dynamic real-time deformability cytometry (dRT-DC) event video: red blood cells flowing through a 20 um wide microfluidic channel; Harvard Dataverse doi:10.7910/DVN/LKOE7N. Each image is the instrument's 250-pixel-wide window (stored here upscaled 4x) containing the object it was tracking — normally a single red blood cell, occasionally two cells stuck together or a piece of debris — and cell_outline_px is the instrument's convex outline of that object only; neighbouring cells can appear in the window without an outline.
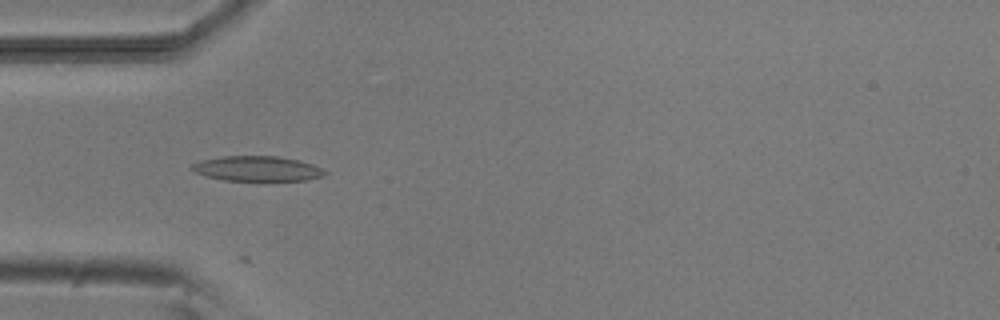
{"species": "common noctule bat (a hibernating species)", "species_latin": "Nyctalus noctula", "temperature_condition": "room temperature", "stored_images_in_passage": 7, "camera_frame_rate_fps": 3000, "um_per_image_px": 0.085, "animal": {"sex": "male", "body_mass_g": 20.5, "forearm_length_mm": 52.5}, "frame": {"image": 1, "passage_image": 4, "time_ms": 3.667, "image_size_px": [1000, 320], "cell_outline_px": [[328, 172], [324, 176], [308, 180], [264, 184], [224, 180], [208, 176], [196, 172], [188, 168], [192, 164], [200, 160], [220, 156], [276, 156], [300, 160], [312, 164]], "centroid_in_image_um": [21.9, 14.39], "position_along_channel_um": 63.1, "area_um2": 20.58}}
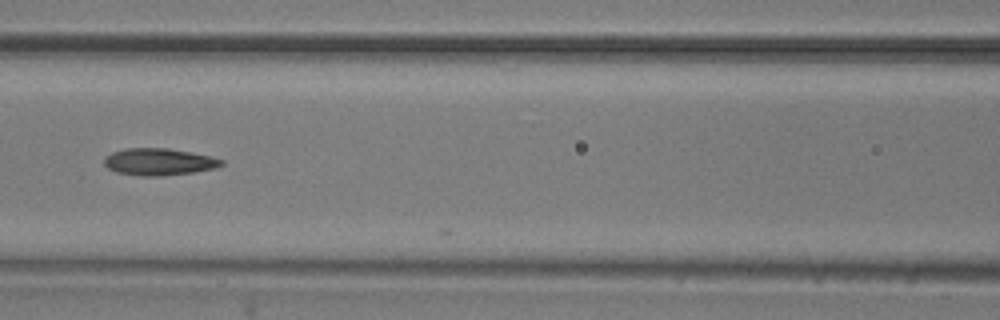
{"frame": {"image": 2, "passage_image": 6, "time_ms": 6.0, "image_size_px": [1000, 320], "cell_outline_px": [[224, 164], [216, 168], [192, 172], [160, 176], [140, 176], [116, 172], [108, 168], [104, 164], [104, 156], [112, 152], [128, 148], [168, 148], [192, 152], [212, 156], [224, 160]], "centroid_in_image_um": [13.52, 13.75], "position_along_channel_um": 153.1, "area_um2": 18.55}}
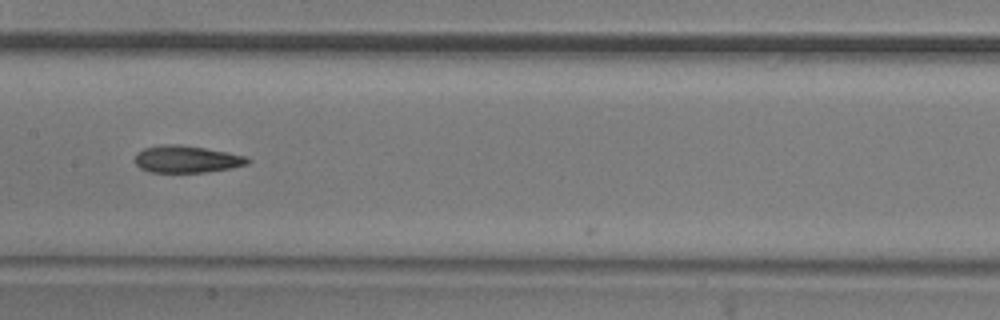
{"frame": {"image": 3, "passage_image": 7, "time_ms": 7.0, "image_size_px": [1000, 320], "cell_outline_px": [[252, 160], [248, 164], [232, 168], [204, 172], [148, 172], [140, 168], [136, 164], [136, 152], [144, 148], [160, 144], [180, 144], [228, 152], [248, 156]], "centroid_in_image_um": [15.89, 13.52], "position_along_channel_um": 191.5, "area_um2": 17.98}}